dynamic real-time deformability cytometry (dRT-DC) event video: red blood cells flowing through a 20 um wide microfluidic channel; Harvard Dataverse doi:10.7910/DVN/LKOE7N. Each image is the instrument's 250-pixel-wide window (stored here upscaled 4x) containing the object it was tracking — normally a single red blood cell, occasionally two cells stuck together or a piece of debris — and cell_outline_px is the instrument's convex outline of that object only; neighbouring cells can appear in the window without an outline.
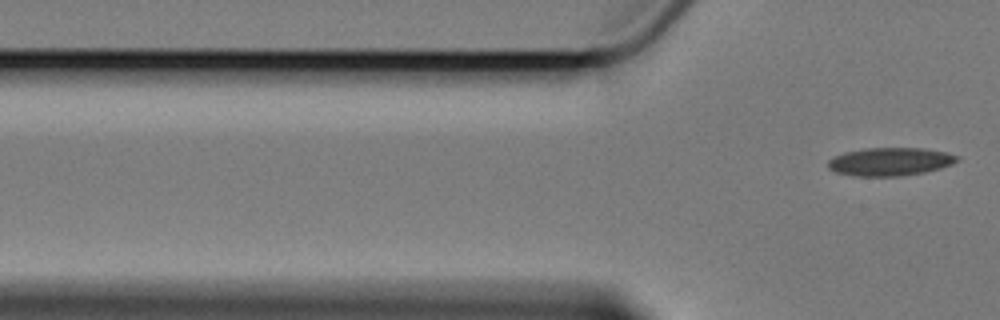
{"species": "Egyptian fruit bat (a non-hibernating species)", "species_latin": "Rousettus aegyptiacus", "temperature_condition": "cold", "stored_images_in_passage": 6, "camera_frame_rate_fps": 3000, "um_per_image_px": 0.085, "animal": {"sex": "female"}, "frame": {"image": 1, "passage_image": 6, "time_ms": 7.333, "image_size_px": [1000, 320], "cell_outline_px": [[960, 156], [952, 164], [940, 168], [924, 172], [900, 176], [856, 176], [836, 172], [828, 168], [828, 160], [844, 152], [864, 148], [920, 148], [944, 152]], "centroid_in_image_um": [75.63, 13.74], "position_along_channel_um": 50.2, "area_um2": 20.98}}